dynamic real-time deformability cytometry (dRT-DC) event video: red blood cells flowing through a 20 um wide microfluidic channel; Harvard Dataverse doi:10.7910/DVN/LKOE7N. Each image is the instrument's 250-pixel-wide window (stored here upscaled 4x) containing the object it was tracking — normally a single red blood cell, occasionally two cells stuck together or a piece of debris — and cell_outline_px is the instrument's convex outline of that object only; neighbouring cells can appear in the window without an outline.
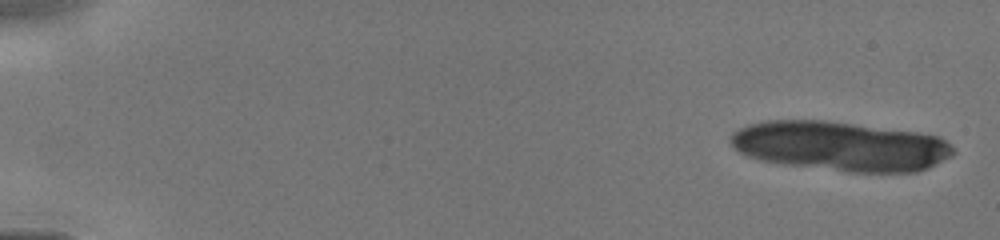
{"species": "human", "species_latin": "Homo sapiens", "temperature_condition": "cold", "stored_images_in_passage": 35, "camera_frame_rate_fps": 3000, "um_per_image_px": 0.085, "donor": {"sex": "male"}, "frame": {"image": 1, "passage_image": 1, "time_ms": 0.0, "image_size_px": [1000, 240], "cell_outline_px": [[956, 152], [952, 156], [928, 168], [916, 172], [848, 172], [780, 164], [760, 160], [748, 156], [740, 152], [728, 140], [732, 132], [748, 124], [768, 120], [824, 120], [916, 132], [940, 136], [956, 148]], "centroid_in_image_um": [71.45, 12.43], "position_along_channel_um": 13.6, "area_um2": 64.68}}
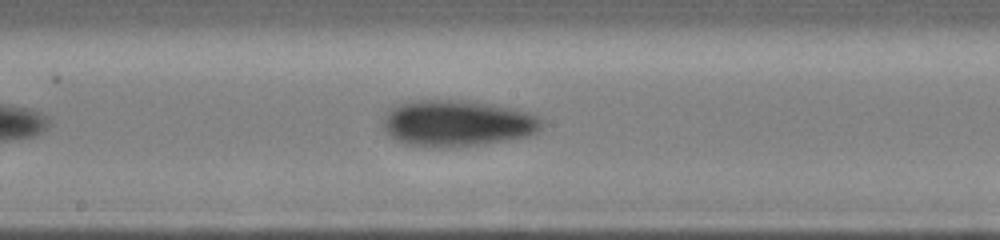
{"frame": {"image": 2, "passage_image": 15, "time_ms": 8.333, "image_size_px": [1000, 240], "cell_outline_px": [[544, 124], [536, 132], [528, 136], [484, 144], [452, 148], [428, 148], [404, 144], [396, 140], [384, 132], [384, 120], [388, 112], [392, 108], [400, 104], [412, 100], [464, 100], [512, 108], [528, 112], [540, 116], [544, 120]], "centroid_in_image_um": [38.87, 10.5], "position_along_channel_um": 209.3, "area_um2": 43.23}}
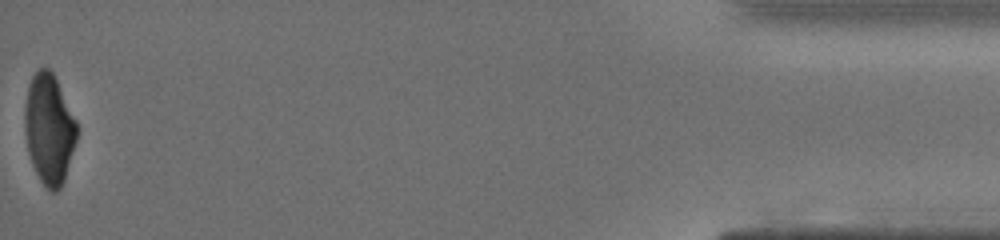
{"frame": {"image": 3, "passage_image": 35, "time_ms": 15.0, "image_size_px": [1000, 240], "cell_outline_px": [[76, 140], [64, 180], [60, 188], [56, 192], [52, 192], [40, 180], [32, 164], [28, 152], [24, 132], [24, 108], [28, 88], [32, 76], [40, 68], [48, 68], [52, 72], [76, 120]], "centroid_in_image_um": [4.15, 10.97], "position_along_channel_um": 431.1, "area_um2": 33.0}}